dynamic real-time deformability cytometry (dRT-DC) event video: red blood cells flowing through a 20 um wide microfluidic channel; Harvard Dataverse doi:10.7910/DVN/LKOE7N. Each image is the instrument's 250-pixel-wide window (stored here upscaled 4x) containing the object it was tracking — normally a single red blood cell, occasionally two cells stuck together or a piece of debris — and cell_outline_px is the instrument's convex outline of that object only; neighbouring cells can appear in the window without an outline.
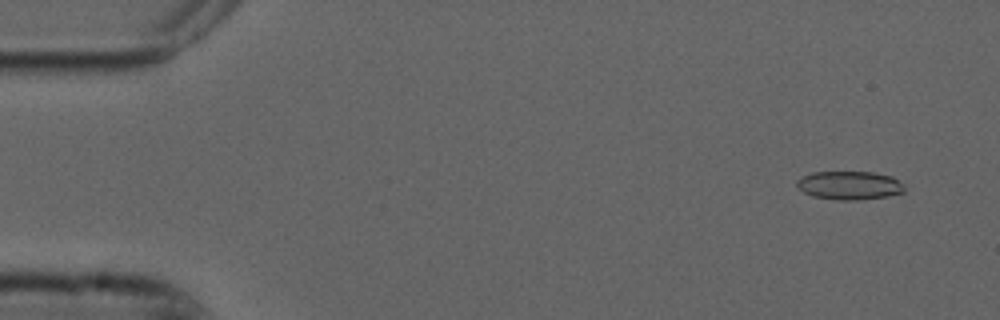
{"species": "common noctule bat (a hibernating species)", "species_latin": "Nyctalus noctula", "temperature_condition": "cold", "stored_images_in_passage": 55, "camera_frame_rate_fps": 3000, "um_per_image_px": 0.085, "animal": {"sex": "male", "forearm_length_mm": 52.5}, "frame": {"image": 1, "passage_image": 4, "time_ms": 1.0, "image_size_px": [1000, 320], "cell_outline_px": [[904, 192], [888, 196], [856, 200], [836, 200], [812, 196], [804, 192], [796, 184], [796, 180], [812, 172], [872, 172], [892, 176], [904, 184]], "centroid_in_image_um": [72.22, 15.76], "position_along_channel_um": 12.8, "area_um2": 17.86}}
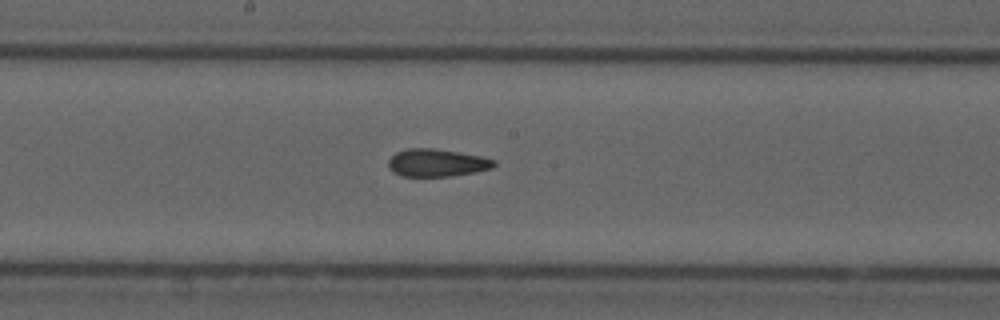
{"frame": {"image": 2, "passage_image": 29, "time_ms": 9.333, "image_size_px": [1000, 320], "cell_outline_px": [[496, 164], [492, 168], [476, 172], [448, 176], [404, 176], [392, 172], [388, 168], [388, 160], [396, 152], [408, 148], [432, 148], [460, 152], [480, 156], [496, 160]], "centroid_in_image_um": [37.12, 13.83], "position_along_channel_um": 211.1, "area_um2": 17.05}}
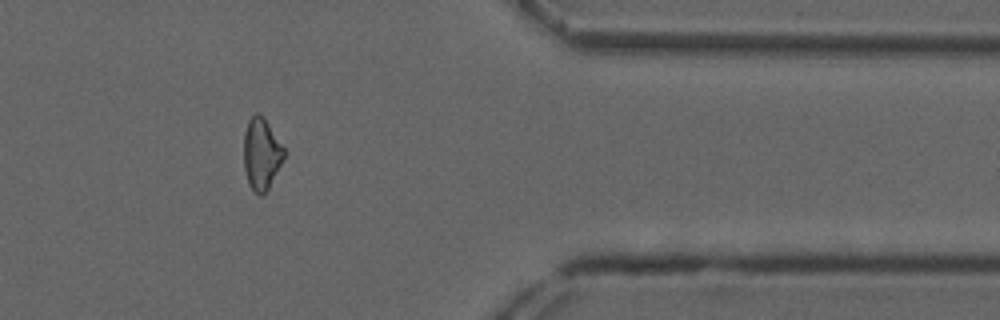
{"frame": {"image": 3, "passage_image": 45, "time_ms": 14.667, "image_size_px": [1000, 320], "cell_outline_px": [[288, 152], [268, 188], [260, 196], [248, 184], [244, 168], [244, 132], [248, 120], [256, 112], [260, 112], [264, 116]], "centroid_in_image_um": [22.25, 13.02], "position_along_channel_um": 389.2, "area_um2": 17.11}, "authors_computed_cell_mechanics": {"area_um2": 17.629, "velocity_mm_per_s": 3.747, "shape_relaxation_time_tau1_ms": null, "shape_relaxation_time_tau2_ms": 2.4757, "deformation_change_tau1": null, "deformation_change_tau2": 0.1075}}